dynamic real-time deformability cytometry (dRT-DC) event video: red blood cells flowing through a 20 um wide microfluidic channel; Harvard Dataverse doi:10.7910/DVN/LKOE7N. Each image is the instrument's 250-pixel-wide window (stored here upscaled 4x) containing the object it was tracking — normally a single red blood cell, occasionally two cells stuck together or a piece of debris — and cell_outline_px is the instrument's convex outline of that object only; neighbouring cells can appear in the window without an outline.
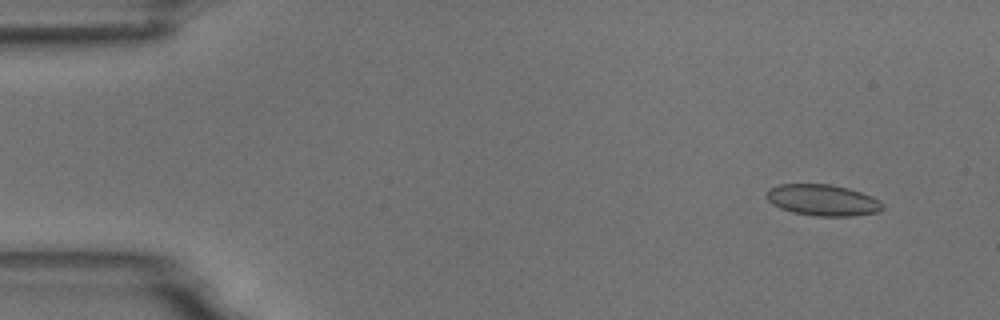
{"species": "common noctule bat (a hibernating species)", "species_latin": "Nyctalus noctula", "temperature_condition": "room temperature", "stored_images_in_passage": 5, "camera_frame_rate_fps": 3000, "um_per_image_px": 0.085, "animal": {"sex": "male", "body_mass_g": 18.8}, "frame": {"image": 1, "passage_image": 2, "time_ms": 1.333, "image_size_px": [1000, 320], "cell_outline_px": [[884, 208], [880, 212], [852, 216], [816, 216], [792, 212], [780, 208], [772, 204], [764, 196], [768, 188], [780, 184], [832, 184], [848, 188], [872, 196], [880, 200], [884, 204]], "centroid_in_image_um": [69.93, 17.01], "position_along_channel_um": 15.1, "area_um2": 21.44}}
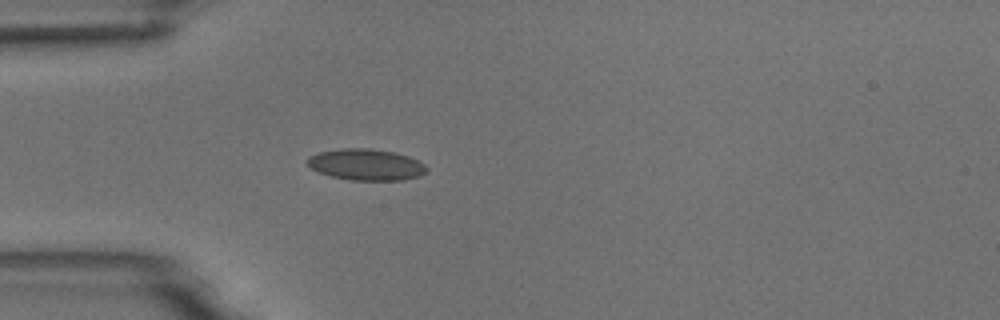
{"frame": {"image": 2, "passage_image": 5, "time_ms": 5.0, "image_size_px": [1000, 320], "cell_outline_px": [[428, 172], [420, 176], [404, 180], [352, 180], [332, 176], [320, 172], [312, 168], [308, 164], [308, 156], [320, 152], [340, 148], [372, 148], [396, 152], [408, 156], [424, 164], [428, 168]], "centroid_in_image_um": [31.17, 13.98], "position_along_channel_um": 53.8, "area_um2": 21.79}}